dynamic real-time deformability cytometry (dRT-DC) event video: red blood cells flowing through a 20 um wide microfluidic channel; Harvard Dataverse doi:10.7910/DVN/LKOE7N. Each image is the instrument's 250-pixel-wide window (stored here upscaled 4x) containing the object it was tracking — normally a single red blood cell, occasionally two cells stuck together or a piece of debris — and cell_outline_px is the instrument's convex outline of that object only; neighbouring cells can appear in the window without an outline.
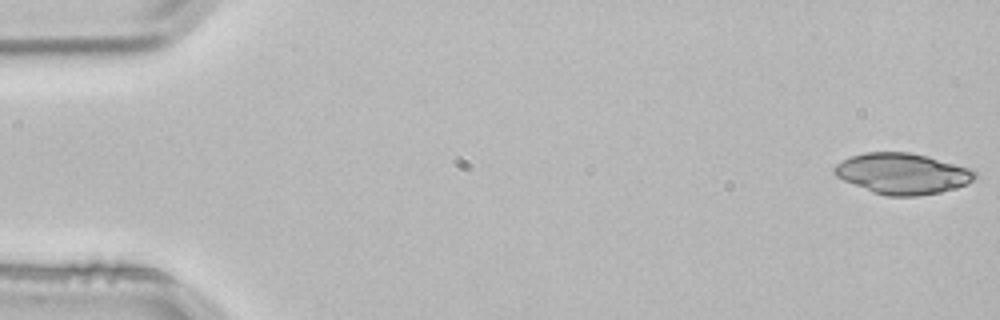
{"species": "common noctule bat (a hibernating species)", "species_latin": "Nyctalus noctula", "temperature_condition": "room temperature", "stored_images_in_passage": 4, "segment_of_instrument_passage": [2, 2], "camera_frame_rate_fps": 3000, "um_per_image_px": 0.085, "animal": {"sex": "male", "body_mass_g": 21.5, "forearm_length_mm": 52.0}, "frame": {"image": 1, "passage_image": 4, "time_ms": 1.0, "image_size_px": [1000, 320], "cell_outline_px": [[976, 176], [968, 184], [956, 188], [940, 192], [920, 196], [888, 196], [872, 192], [844, 180], [836, 176], [832, 172], [832, 168], [836, 164], [852, 156], [864, 152], [908, 152], [924, 156], [968, 168], [976, 172]], "centroid_in_image_um": [76.67, 14.77], "position_along_channel_um": 8.3, "area_um2": 33.12}}